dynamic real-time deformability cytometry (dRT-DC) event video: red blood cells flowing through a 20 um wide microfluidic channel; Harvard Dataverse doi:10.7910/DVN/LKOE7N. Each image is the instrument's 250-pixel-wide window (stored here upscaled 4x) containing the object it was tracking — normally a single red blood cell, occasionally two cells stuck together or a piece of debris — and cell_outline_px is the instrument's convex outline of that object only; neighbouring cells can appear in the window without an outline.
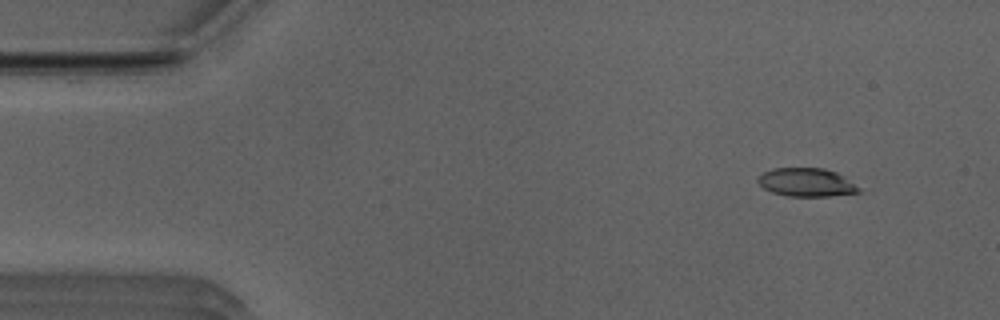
{"species": "Egyptian fruit bat (a non-hibernating species)", "species_latin": "Rousettus aegyptiacus", "temperature_condition": "room temperature", "stored_images_in_passage": 49, "camera_frame_rate_fps": 3000, "um_per_image_px": 0.085, "animal": {"sex": "male"}, "frame": {"image": 1, "passage_image": 2, "time_ms": 0.333, "image_size_px": [1000, 320], "cell_outline_px": [[860, 192], [828, 196], [788, 196], [772, 192], [764, 188], [756, 180], [764, 172], [772, 168], [824, 168], [836, 172], [860, 188]], "centroid_in_image_um": [68.52, 15.5], "position_along_channel_um": 16.5, "area_um2": 16.47}}
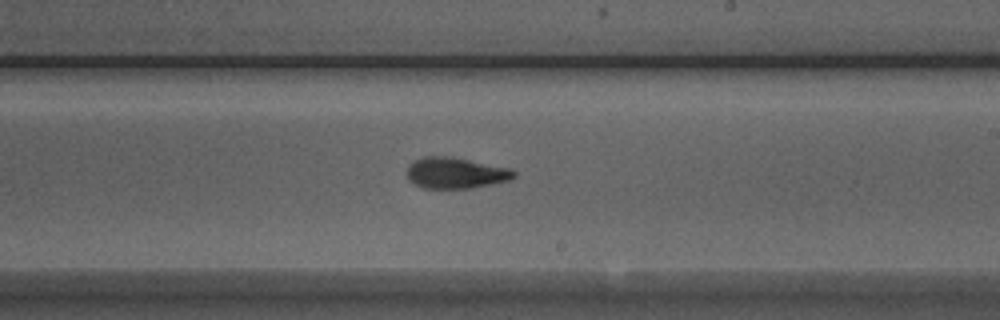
{"frame": {"image": 2, "passage_image": 27, "time_ms": 8.667, "image_size_px": [1000, 320], "cell_outline_px": [[516, 176], [508, 180], [492, 184], [472, 188], [424, 188], [408, 180], [408, 164], [424, 156], [448, 156], [508, 168], [516, 172]], "centroid_in_image_um": [38.71, 14.7], "position_along_channel_um": 250.3, "area_um2": 19.07}}
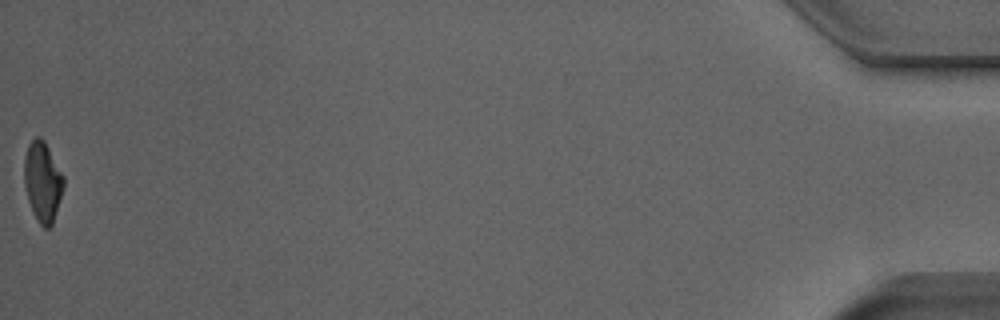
{"frame": {"image": 3, "passage_image": 49, "time_ms": 16.0, "image_size_px": [1000, 320], "cell_outline_px": [[64, 188], [52, 224], [48, 228], [44, 228], [36, 220], [32, 212], [28, 200], [24, 184], [24, 160], [28, 144], [36, 136], [40, 136], [44, 140], [64, 176]], "centroid_in_image_um": [3.62, 15.44], "position_along_channel_um": 431.6, "area_um2": 18.44}, "authors_computed_cell_mechanics": {"area_um2": 18.785, "velocity_mm_per_s": 3.9421, "shape_relaxation_time_tau1_ms": 4.652, "shape_relaxation_time_tau2_ms": 1.6922, "deformation_change_tau1": 0.1824, "deformation_change_tau2": 0.0892}}